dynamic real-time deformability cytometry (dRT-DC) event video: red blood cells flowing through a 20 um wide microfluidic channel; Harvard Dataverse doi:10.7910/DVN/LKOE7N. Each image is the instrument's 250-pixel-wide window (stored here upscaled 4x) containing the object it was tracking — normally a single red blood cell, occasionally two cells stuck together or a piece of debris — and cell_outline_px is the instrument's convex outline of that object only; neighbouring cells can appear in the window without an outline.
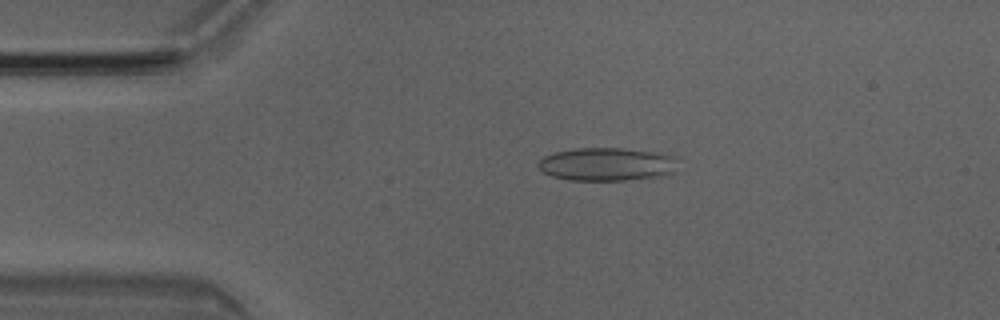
{"species": "Egyptian fruit bat (a non-hibernating species)", "species_latin": "Rousettus aegyptiacus", "temperature_condition": "room temperature", "stored_images_in_passage": 4, "camera_frame_rate_fps": 3000, "um_per_image_px": 0.085, "animal": {"sex": "male"}, "frame": {"image": 1, "passage_image": 3, "time_ms": 0.667, "image_size_px": [1000, 320], "cell_outline_px": [[676, 172], [660, 176], [624, 180], [572, 180], [552, 176], [544, 172], [536, 164], [544, 156], [556, 152], [572, 148], [620, 148], [660, 152], [676, 156]], "centroid_in_image_um": [51.61, 13.95], "position_along_channel_um": 33.4, "area_um2": 27.11}}